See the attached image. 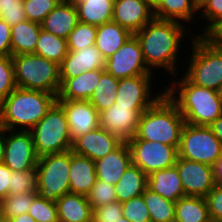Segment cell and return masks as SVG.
Instances as JSON below:
<instances>
[{"label":"cell","mask_w":222,"mask_h":222,"mask_svg":"<svg viewBox=\"0 0 222 222\" xmlns=\"http://www.w3.org/2000/svg\"><path fill=\"white\" fill-rule=\"evenodd\" d=\"M191 27L194 26L191 24L188 27L177 21L154 17L134 34L140 42L146 66L153 73L156 72L155 68H157L156 70L162 68L164 70L162 73L166 70L167 74L170 73L169 77L171 79V77L177 75V72H182L177 67V63L181 55L179 54L180 50L186 44L183 39L185 37H188V39L191 37L192 39L195 36L194 32L190 30ZM183 41L184 43H182Z\"/></svg>","instance_id":"1"},{"label":"cell","mask_w":222,"mask_h":222,"mask_svg":"<svg viewBox=\"0 0 222 222\" xmlns=\"http://www.w3.org/2000/svg\"><path fill=\"white\" fill-rule=\"evenodd\" d=\"M177 75L181 77L178 78ZM177 75L171 77L172 84L167 82L165 93L177 105L185 123L211 125L222 115V101L218 91L194 85L183 76V73Z\"/></svg>","instance_id":"2"},{"label":"cell","mask_w":222,"mask_h":222,"mask_svg":"<svg viewBox=\"0 0 222 222\" xmlns=\"http://www.w3.org/2000/svg\"><path fill=\"white\" fill-rule=\"evenodd\" d=\"M56 101L55 94L16 87L2 101L0 125L6 130L30 131Z\"/></svg>","instance_id":"3"},{"label":"cell","mask_w":222,"mask_h":222,"mask_svg":"<svg viewBox=\"0 0 222 222\" xmlns=\"http://www.w3.org/2000/svg\"><path fill=\"white\" fill-rule=\"evenodd\" d=\"M184 125L177 105L164 93L141 114L137 132L131 139L156 141L178 149Z\"/></svg>","instance_id":"4"},{"label":"cell","mask_w":222,"mask_h":222,"mask_svg":"<svg viewBox=\"0 0 222 222\" xmlns=\"http://www.w3.org/2000/svg\"><path fill=\"white\" fill-rule=\"evenodd\" d=\"M183 75L194 85L218 91L222 86V45L212 36H194L187 42ZM191 45V47H190Z\"/></svg>","instance_id":"5"},{"label":"cell","mask_w":222,"mask_h":222,"mask_svg":"<svg viewBox=\"0 0 222 222\" xmlns=\"http://www.w3.org/2000/svg\"><path fill=\"white\" fill-rule=\"evenodd\" d=\"M15 84L18 88L59 93V65L34 53L12 56Z\"/></svg>","instance_id":"6"},{"label":"cell","mask_w":222,"mask_h":222,"mask_svg":"<svg viewBox=\"0 0 222 222\" xmlns=\"http://www.w3.org/2000/svg\"><path fill=\"white\" fill-rule=\"evenodd\" d=\"M38 157L63 153L73 142L63 107L56 101L47 114L30 130Z\"/></svg>","instance_id":"7"},{"label":"cell","mask_w":222,"mask_h":222,"mask_svg":"<svg viewBox=\"0 0 222 222\" xmlns=\"http://www.w3.org/2000/svg\"><path fill=\"white\" fill-rule=\"evenodd\" d=\"M35 169L39 195L56 200L70 192V150L39 157Z\"/></svg>","instance_id":"8"},{"label":"cell","mask_w":222,"mask_h":222,"mask_svg":"<svg viewBox=\"0 0 222 222\" xmlns=\"http://www.w3.org/2000/svg\"><path fill=\"white\" fill-rule=\"evenodd\" d=\"M221 156L222 143L209 126L185 123L178 147V157L213 167Z\"/></svg>","instance_id":"9"},{"label":"cell","mask_w":222,"mask_h":222,"mask_svg":"<svg viewBox=\"0 0 222 222\" xmlns=\"http://www.w3.org/2000/svg\"><path fill=\"white\" fill-rule=\"evenodd\" d=\"M127 144L132 163L147 175L175 166L178 157L175 146L143 139H130Z\"/></svg>","instance_id":"10"},{"label":"cell","mask_w":222,"mask_h":222,"mask_svg":"<svg viewBox=\"0 0 222 222\" xmlns=\"http://www.w3.org/2000/svg\"><path fill=\"white\" fill-rule=\"evenodd\" d=\"M154 76L139 75L119 79L115 103L132 110H147L165 93V87H159L162 91L157 87L153 89ZM153 90L158 94H154Z\"/></svg>","instance_id":"11"},{"label":"cell","mask_w":222,"mask_h":222,"mask_svg":"<svg viewBox=\"0 0 222 222\" xmlns=\"http://www.w3.org/2000/svg\"><path fill=\"white\" fill-rule=\"evenodd\" d=\"M105 70L117 79L156 75L146 66L140 42L134 34L106 59Z\"/></svg>","instance_id":"12"},{"label":"cell","mask_w":222,"mask_h":222,"mask_svg":"<svg viewBox=\"0 0 222 222\" xmlns=\"http://www.w3.org/2000/svg\"><path fill=\"white\" fill-rule=\"evenodd\" d=\"M38 159L30 131L5 129V165L12 171L36 170Z\"/></svg>","instance_id":"13"},{"label":"cell","mask_w":222,"mask_h":222,"mask_svg":"<svg viewBox=\"0 0 222 222\" xmlns=\"http://www.w3.org/2000/svg\"><path fill=\"white\" fill-rule=\"evenodd\" d=\"M176 168L182 181L185 196L206 197L215 184L211 165L177 157Z\"/></svg>","instance_id":"14"},{"label":"cell","mask_w":222,"mask_h":222,"mask_svg":"<svg viewBox=\"0 0 222 222\" xmlns=\"http://www.w3.org/2000/svg\"><path fill=\"white\" fill-rule=\"evenodd\" d=\"M146 110H132L114 103L99 113V127L128 142L135 136L141 114Z\"/></svg>","instance_id":"15"},{"label":"cell","mask_w":222,"mask_h":222,"mask_svg":"<svg viewBox=\"0 0 222 222\" xmlns=\"http://www.w3.org/2000/svg\"><path fill=\"white\" fill-rule=\"evenodd\" d=\"M65 111L72 142L99 127V112L89 101L57 100Z\"/></svg>","instance_id":"16"},{"label":"cell","mask_w":222,"mask_h":222,"mask_svg":"<svg viewBox=\"0 0 222 222\" xmlns=\"http://www.w3.org/2000/svg\"><path fill=\"white\" fill-rule=\"evenodd\" d=\"M154 18L145 0H114L112 21L135 34Z\"/></svg>","instance_id":"17"},{"label":"cell","mask_w":222,"mask_h":222,"mask_svg":"<svg viewBox=\"0 0 222 222\" xmlns=\"http://www.w3.org/2000/svg\"><path fill=\"white\" fill-rule=\"evenodd\" d=\"M122 143L118 137L98 127L76 138L71 150L95 162L117 149Z\"/></svg>","instance_id":"18"},{"label":"cell","mask_w":222,"mask_h":222,"mask_svg":"<svg viewBox=\"0 0 222 222\" xmlns=\"http://www.w3.org/2000/svg\"><path fill=\"white\" fill-rule=\"evenodd\" d=\"M105 63V57L95 45L68 51L59 65L60 78H74L83 72L105 69Z\"/></svg>","instance_id":"19"},{"label":"cell","mask_w":222,"mask_h":222,"mask_svg":"<svg viewBox=\"0 0 222 222\" xmlns=\"http://www.w3.org/2000/svg\"><path fill=\"white\" fill-rule=\"evenodd\" d=\"M131 163L129 146L123 142L117 149L95 161L97 179L116 185Z\"/></svg>","instance_id":"20"},{"label":"cell","mask_w":222,"mask_h":222,"mask_svg":"<svg viewBox=\"0 0 222 222\" xmlns=\"http://www.w3.org/2000/svg\"><path fill=\"white\" fill-rule=\"evenodd\" d=\"M96 180L95 162L70 150V192L87 196Z\"/></svg>","instance_id":"21"},{"label":"cell","mask_w":222,"mask_h":222,"mask_svg":"<svg viewBox=\"0 0 222 222\" xmlns=\"http://www.w3.org/2000/svg\"><path fill=\"white\" fill-rule=\"evenodd\" d=\"M104 71L105 69H97L83 72L74 78H60L61 86L57 100L89 101Z\"/></svg>","instance_id":"22"},{"label":"cell","mask_w":222,"mask_h":222,"mask_svg":"<svg viewBox=\"0 0 222 222\" xmlns=\"http://www.w3.org/2000/svg\"><path fill=\"white\" fill-rule=\"evenodd\" d=\"M78 22L76 5L61 0L40 24L41 29L67 40Z\"/></svg>","instance_id":"23"},{"label":"cell","mask_w":222,"mask_h":222,"mask_svg":"<svg viewBox=\"0 0 222 222\" xmlns=\"http://www.w3.org/2000/svg\"><path fill=\"white\" fill-rule=\"evenodd\" d=\"M147 187L172 202H177L180 198L185 197L176 166L155 171L148 175Z\"/></svg>","instance_id":"24"},{"label":"cell","mask_w":222,"mask_h":222,"mask_svg":"<svg viewBox=\"0 0 222 222\" xmlns=\"http://www.w3.org/2000/svg\"><path fill=\"white\" fill-rule=\"evenodd\" d=\"M153 12L157 19L173 20L185 25L196 21V18L197 23L199 21L198 0H160Z\"/></svg>","instance_id":"25"},{"label":"cell","mask_w":222,"mask_h":222,"mask_svg":"<svg viewBox=\"0 0 222 222\" xmlns=\"http://www.w3.org/2000/svg\"><path fill=\"white\" fill-rule=\"evenodd\" d=\"M55 201L59 222H91L92 208L85 195L69 192Z\"/></svg>","instance_id":"26"},{"label":"cell","mask_w":222,"mask_h":222,"mask_svg":"<svg viewBox=\"0 0 222 222\" xmlns=\"http://www.w3.org/2000/svg\"><path fill=\"white\" fill-rule=\"evenodd\" d=\"M41 24L24 20L11 27V56L35 53Z\"/></svg>","instance_id":"27"},{"label":"cell","mask_w":222,"mask_h":222,"mask_svg":"<svg viewBox=\"0 0 222 222\" xmlns=\"http://www.w3.org/2000/svg\"><path fill=\"white\" fill-rule=\"evenodd\" d=\"M148 175L131 163L115 185L117 201L123 203L144 193Z\"/></svg>","instance_id":"28"},{"label":"cell","mask_w":222,"mask_h":222,"mask_svg":"<svg viewBox=\"0 0 222 222\" xmlns=\"http://www.w3.org/2000/svg\"><path fill=\"white\" fill-rule=\"evenodd\" d=\"M132 34L113 21L97 26L95 46L105 59L114 54Z\"/></svg>","instance_id":"29"},{"label":"cell","mask_w":222,"mask_h":222,"mask_svg":"<svg viewBox=\"0 0 222 222\" xmlns=\"http://www.w3.org/2000/svg\"><path fill=\"white\" fill-rule=\"evenodd\" d=\"M75 5L79 22L99 26L112 21L114 0H82Z\"/></svg>","instance_id":"30"},{"label":"cell","mask_w":222,"mask_h":222,"mask_svg":"<svg viewBox=\"0 0 222 222\" xmlns=\"http://www.w3.org/2000/svg\"><path fill=\"white\" fill-rule=\"evenodd\" d=\"M205 197L185 196L175 205V222H210Z\"/></svg>","instance_id":"31"},{"label":"cell","mask_w":222,"mask_h":222,"mask_svg":"<svg viewBox=\"0 0 222 222\" xmlns=\"http://www.w3.org/2000/svg\"><path fill=\"white\" fill-rule=\"evenodd\" d=\"M34 54L60 65L68 54L67 40L41 29Z\"/></svg>","instance_id":"32"},{"label":"cell","mask_w":222,"mask_h":222,"mask_svg":"<svg viewBox=\"0 0 222 222\" xmlns=\"http://www.w3.org/2000/svg\"><path fill=\"white\" fill-rule=\"evenodd\" d=\"M119 79L106 70L101 74L89 102L100 113L115 103Z\"/></svg>","instance_id":"33"},{"label":"cell","mask_w":222,"mask_h":222,"mask_svg":"<svg viewBox=\"0 0 222 222\" xmlns=\"http://www.w3.org/2000/svg\"><path fill=\"white\" fill-rule=\"evenodd\" d=\"M151 222H175L176 202L166 200L148 187L142 194Z\"/></svg>","instance_id":"34"},{"label":"cell","mask_w":222,"mask_h":222,"mask_svg":"<svg viewBox=\"0 0 222 222\" xmlns=\"http://www.w3.org/2000/svg\"><path fill=\"white\" fill-rule=\"evenodd\" d=\"M198 18L201 24L208 21L198 31L196 36H211L220 26H222V0H198ZM202 32V33H200Z\"/></svg>","instance_id":"35"},{"label":"cell","mask_w":222,"mask_h":222,"mask_svg":"<svg viewBox=\"0 0 222 222\" xmlns=\"http://www.w3.org/2000/svg\"><path fill=\"white\" fill-rule=\"evenodd\" d=\"M37 195V192L8 194L2 200L0 222H7L16 216L28 213L29 207Z\"/></svg>","instance_id":"36"},{"label":"cell","mask_w":222,"mask_h":222,"mask_svg":"<svg viewBox=\"0 0 222 222\" xmlns=\"http://www.w3.org/2000/svg\"><path fill=\"white\" fill-rule=\"evenodd\" d=\"M97 26L78 22L67 39L68 51H77L95 45Z\"/></svg>","instance_id":"37"},{"label":"cell","mask_w":222,"mask_h":222,"mask_svg":"<svg viewBox=\"0 0 222 222\" xmlns=\"http://www.w3.org/2000/svg\"><path fill=\"white\" fill-rule=\"evenodd\" d=\"M28 214L36 222H59L56 201L39 194L30 205Z\"/></svg>","instance_id":"38"},{"label":"cell","mask_w":222,"mask_h":222,"mask_svg":"<svg viewBox=\"0 0 222 222\" xmlns=\"http://www.w3.org/2000/svg\"><path fill=\"white\" fill-rule=\"evenodd\" d=\"M37 192L36 170L12 171L8 194Z\"/></svg>","instance_id":"39"},{"label":"cell","mask_w":222,"mask_h":222,"mask_svg":"<svg viewBox=\"0 0 222 222\" xmlns=\"http://www.w3.org/2000/svg\"><path fill=\"white\" fill-rule=\"evenodd\" d=\"M86 197L92 209L117 201L115 185L97 179Z\"/></svg>","instance_id":"40"},{"label":"cell","mask_w":222,"mask_h":222,"mask_svg":"<svg viewBox=\"0 0 222 222\" xmlns=\"http://www.w3.org/2000/svg\"><path fill=\"white\" fill-rule=\"evenodd\" d=\"M61 0H23L26 19L41 23Z\"/></svg>","instance_id":"41"},{"label":"cell","mask_w":222,"mask_h":222,"mask_svg":"<svg viewBox=\"0 0 222 222\" xmlns=\"http://www.w3.org/2000/svg\"><path fill=\"white\" fill-rule=\"evenodd\" d=\"M122 204V214L131 222H151L143 195L131 198Z\"/></svg>","instance_id":"42"},{"label":"cell","mask_w":222,"mask_h":222,"mask_svg":"<svg viewBox=\"0 0 222 222\" xmlns=\"http://www.w3.org/2000/svg\"><path fill=\"white\" fill-rule=\"evenodd\" d=\"M16 87L12 56H0V100L3 101Z\"/></svg>","instance_id":"43"},{"label":"cell","mask_w":222,"mask_h":222,"mask_svg":"<svg viewBox=\"0 0 222 222\" xmlns=\"http://www.w3.org/2000/svg\"><path fill=\"white\" fill-rule=\"evenodd\" d=\"M0 7L2 10L1 19L11 27L26 20L23 0H0Z\"/></svg>","instance_id":"44"},{"label":"cell","mask_w":222,"mask_h":222,"mask_svg":"<svg viewBox=\"0 0 222 222\" xmlns=\"http://www.w3.org/2000/svg\"><path fill=\"white\" fill-rule=\"evenodd\" d=\"M122 216V204L114 201L92 209L91 222H116Z\"/></svg>","instance_id":"45"},{"label":"cell","mask_w":222,"mask_h":222,"mask_svg":"<svg viewBox=\"0 0 222 222\" xmlns=\"http://www.w3.org/2000/svg\"><path fill=\"white\" fill-rule=\"evenodd\" d=\"M207 202L210 220L222 222V186L215 185L205 197Z\"/></svg>","instance_id":"46"},{"label":"cell","mask_w":222,"mask_h":222,"mask_svg":"<svg viewBox=\"0 0 222 222\" xmlns=\"http://www.w3.org/2000/svg\"><path fill=\"white\" fill-rule=\"evenodd\" d=\"M0 56H11V26L0 20Z\"/></svg>","instance_id":"47"},{"label":"cell","mask_w":222,"mask_h":222,"mask_svg":"<svg viewBox=\"0 0 222 222\" xmlns=\"http://www.w3.org/2000/svg\"><path fill=\"white\" fill-rule=\"evenodd\" d=\"M11 181V169L4 163H0V199L3 200L9 191Z\"/></svg>","instance_id":"48"},{"label":"cell","mask_w":222,"mask_h":222,"mask_svg":"<svg viewBox=\"0 0 222 222\" xmlns=\"http://www.w3.org/2000/svg\"><path fill=\"white\" fill-rule=\"evenodd\" d=\"M209 127L222 143V115H220L211 125H209Z\"/></svg>","instance_id":"49"},{"label":"cell","mask_w":222,"mask_h":222,"mask_svg":"<svg viewBox=\"0 0 222 222\" xmlns=\"http://www.w3.org/2000/svg\"><path fill=\"white\" fill-rule=\"evenodd\" d=\"M213 169L215 184L222 186V156L217 160V162L213 166Z\"/></svg>","instance_id":"50"},{"label":"cell","mask_w":222,"mask_h":222,"mask_svg":"<svg viewBox=\"0 0 222 222\" xmlns=\"http://www.w3.org/2000/svg\"><path fill=\"white\" fill-rule=\"evenodd\" d=\"M5 150V128L0 125V163H3Z\"/></svg>","instance_id":"51"},{"label":"cell","mask_w":222,"mask_h":222,"mask_svg":"<svg viewBox=\"0 0 222 222\" xmlns=\"http://www.w3.org/2000/svg\"><path fill=\"white\" fill-rule=\"evenodd\" d=\"M7 222H36V220L32 218L28 213H24L8 220Z\"/></svg>","instance_id":"52"},{"label":"cell","mask_w":222,"mask_h":222,"mask_svg":"<svg viewBox=\"0 0 222 222\" xmlns=\"http://www.w3.org/2000/svg\"><path fill=\"white\" fill-rule=\"evenodd\" d=\"M211 36H212L220 45H222V26H220Z\"/></svg>","instance_id":"53"},{"label":"cell","mask_w":222,"mask_h":222,"mask_svg":"<svg viewBox=\"0 0 222 222\" xmlns=\"http://www.w3.org/2000/svg\"><path fill=\"white\" fill-rule=\"evenodd\" d=\"M152 8H154L160 0H145Z\"/></svg>","instance_id":"54"},{"label":"cell","mask_w":222,"mask_h":222,"mask_svg":"<svg viewBox=\"0 0 222 222\" xmlns=\"http://www.w3.org/2000/svg\"><path fill=\"white\" fill-rule=\"evenodd\" d=\"M116 222H131V221H129L127 218H125L124 216H122L121 218H119V220L118 221H116Z\"/></svg>","instance_id":"55"},{"label":"cell","mask_w":222,"mask_h":222,"mask_svg":"<svg viewBox=\"0 0 222 222\" xmlns=\"http://www.w3.org/2000/svg\"><path fill=\"white\" fill-rule=\"evenodd\" d=\"M218 95H219V98L222 101V86L218 89Z\"/></svg>","instance_id":"56"},{"label":"cell","mask_w":222,"mask_h":222,"mask_svg":"<svg viewBox=\"0 0 222 222\" xmlns=\"http://www.w3.org/2000/svg\"><path fill=\"white\" fill-rule=\"evenodd\" d=\"M64 1H67V2H70V3H73V4H76L82 0H64Z\"/></svg>","instance_id":"57"},{"label":"cell","mask_w":222,"mask_h":222,"mask_svg":"<svg viewBox=\"0 0 222 222\" xmlns=\"http://www.w3.org/2000/svg\"><path fill=\"white\" fill-rule=\"evenodd\" d=\"M2 200L0 199V219H1Z\"/></svg>","instance_id":"58"},{"label":"cell","mask_w":222,"mask_h":222,"mask_svg":"<svg viewBox=\"0 0 222 222\" xmlns=\"http://www.w3.org/2000/svg\"><path fill=\"white\" fill-rule=\"evenodd\" d=\"M1 105H2V101L0 100V119H1Z\"/></svg>","instance_id":"59"},{"label":"cell","mask_w":222,"mask_h":222,"mask_svg":"<svg viewBox=\"0 0 222 222\" xmlns=\"http://www.w3.org/2000/svg\"><path fill=\"white\" fill-rule=\"evenodd\" d=\"M1 17H2V10H1V7H0V20H1Z\"/></svg>","instance_id":"60"}]
</instances>
